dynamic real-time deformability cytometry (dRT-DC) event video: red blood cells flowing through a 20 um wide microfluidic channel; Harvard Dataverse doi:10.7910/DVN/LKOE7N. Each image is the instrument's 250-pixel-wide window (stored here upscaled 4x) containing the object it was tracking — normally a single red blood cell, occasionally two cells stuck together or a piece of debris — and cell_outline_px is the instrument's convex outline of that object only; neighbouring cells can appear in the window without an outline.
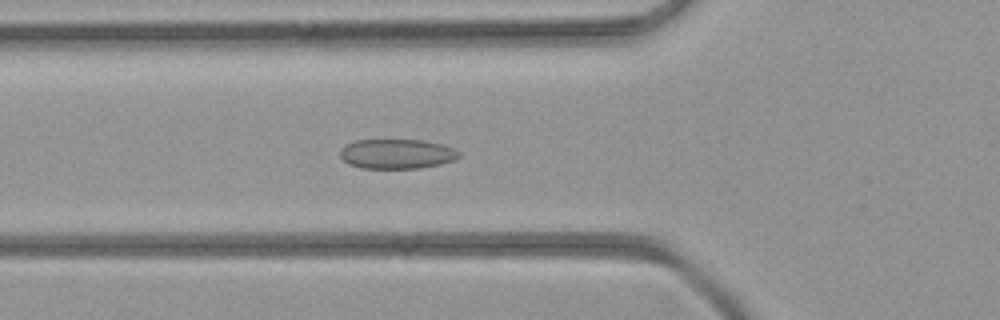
{"species": "common noctule bat (a hibernating species)", "species_latin": "Nyctalus noctula", "temperature_condition": "room temperature", "stored_images_in_passage": 38, "camera_frame_rate_fps": 3000, "um_per_image_px": 0.085, "animal": {"sex": "female", "body_mass_g": 21.9}, "frame": {"image": 1, "passage_image": 15, "time_ms": 4.667, "image_size_px": [1000, 320], "cell_outline_px": [[460, 156], [456, 160], [440, 164], [420, 168], [364, 168], [348, 164], [340, 156], [340, 148], [356, 140], [424, 140], [440, 144], [452, 148], [460, 152]], "centroid_in_image_um": [33.74, 13.08], "position_along_channel_um": 92.1, "area_um2": 20.52}}
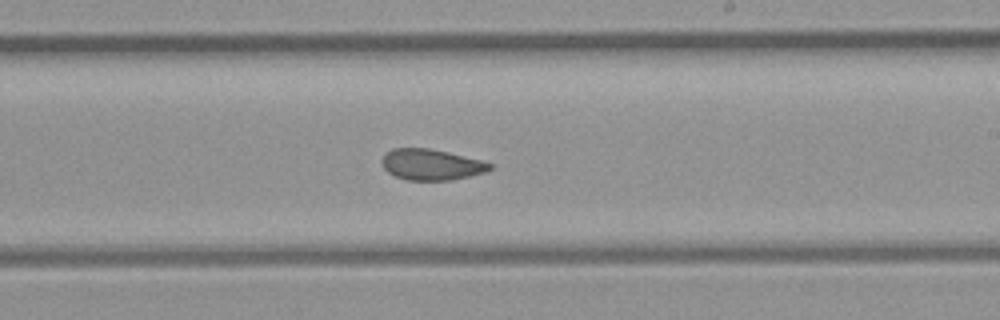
{"frame": {"image": 2, "passage_image": 25, "time_ms": 8.0, "image_size_px": [1000, 320], "cell_outline_px": [[496, 168], [484, 172], [452, 180], [408, 180], [396, 176], [388, 172], [384, 168], [380, 160], [392, 148], [428, 148], [448, 152], [496, 164]], "centroid_in_image_um": [36.7, 13.99], "position_along_channel_um": 252.3, "area_um2": 19.48}}
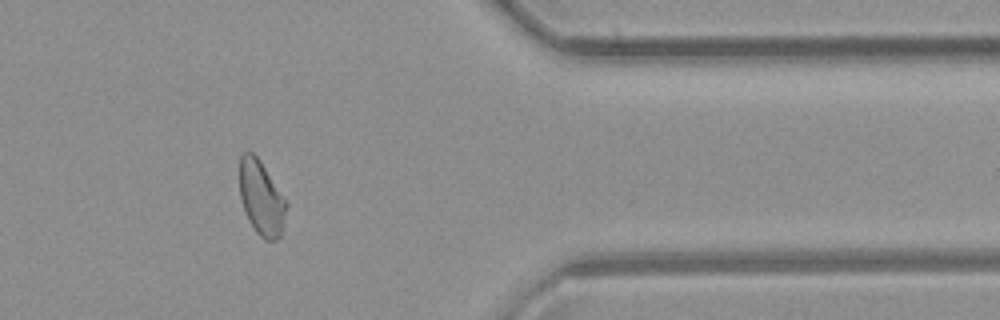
{"frame": {"image": 3, "passage_image": 35, "time_ms": 11.333, "image_size_px": [1000, 320], "cell_outline_px": [[288, 204], [280, 236], [276, 240], [264, 240], [256, 232], [248, 220], [240, 196], [240, 156], [244, 152], [252, 152], [260, 160]], "centroid_in_image_um": [22.21, 16.84], "position_along_channel_um": 389.2, "area_um2": 20.06}}